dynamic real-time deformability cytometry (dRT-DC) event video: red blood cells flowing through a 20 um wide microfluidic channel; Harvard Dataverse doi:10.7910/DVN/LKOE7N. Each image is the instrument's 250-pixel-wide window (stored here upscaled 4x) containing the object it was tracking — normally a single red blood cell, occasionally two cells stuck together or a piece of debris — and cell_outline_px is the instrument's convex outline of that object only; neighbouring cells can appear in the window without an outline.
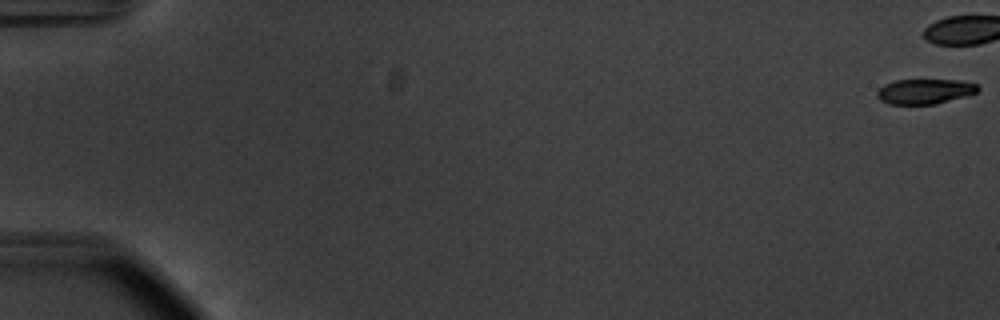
{"species": "common noctule bat (a hibernating species)", "species_latin": "Nyctalus noctula", "temperature_condition": "warm", "stored_images_in_passage": 15, "camera_frame_rate_fps": 3000, "um_per_image_px": 0.085, "animal": {"sex": "male", "body_mass_g": 20.1, "forearm_length_mm": 53.5}, "frame": {"image": 1, "passage_image": 1, "time_ms": 0.0, "image_size_px": [1000, 320], "cell_outline_px": [[980, 88], [976, 92], [964, 96], [936, 104], [888, 104], [880, 100], [876, 96], [876, 92], [884, 84], [896, 80], [960, 80], [976, 84]], "centroid_in_image_um": [78.57, 7.77], "position_along_channel_um": 6.4, "area_um2": 14.62}}